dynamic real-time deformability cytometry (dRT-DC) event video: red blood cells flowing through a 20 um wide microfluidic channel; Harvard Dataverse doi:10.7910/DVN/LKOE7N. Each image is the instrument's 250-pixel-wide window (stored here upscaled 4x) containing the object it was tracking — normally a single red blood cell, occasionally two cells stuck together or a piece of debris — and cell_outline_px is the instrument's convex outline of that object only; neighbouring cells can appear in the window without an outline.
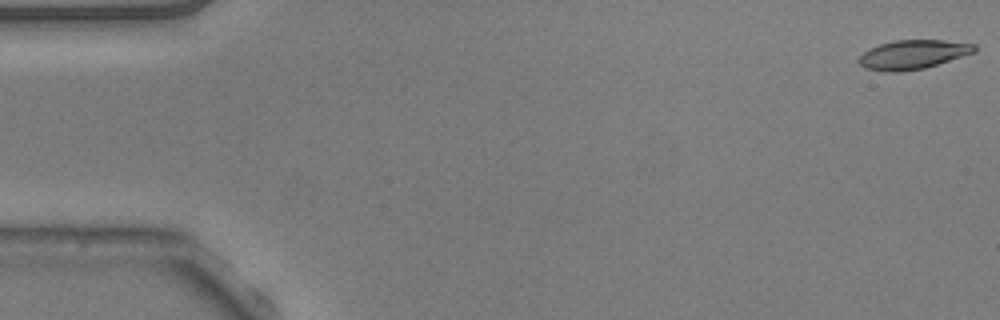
{"species": "common noctule bat (a hibernating species)", "species_latin": "Nyctalus noctula", "temperature_condition": "warm", "stored_images_in_passage": 53, "camera_frame_rate_fps": 3000, "um_per_image_px": 0.085, "animal": {"sex": "male", "body_mass_g": 20.5, "forearm_length_mm": 52.5}, "frame": {"image": 1, "passage_image": 1, "time_ms": 0.0, "image_size_px": [1000, 320], "cell_outline_px": [[976, 52], [924, 68], [900, 72], [888, 72], [864, 68], [856, 60], [864, 52], [880, 44], [896, 40], [944, 40], [976, 44]], "centroid_in_image_um": [77.6, 4.64], "position_along_channel_um": 7.4, "area_um2": 19.54}}
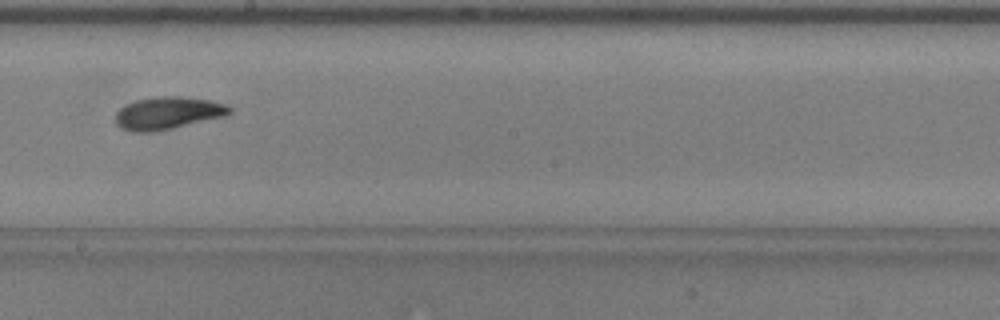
{"frame": {"image": 2, "passage_image": 30, "time_ms": 9.667, "image_size_px": [1000, 320], "cell_outline_px": [[232, 112], [224, 116], [172, 128], [152, 132], [132, 132], [120, 128], [116, 124], [116, 112], [124, 104], [136, 100], [156, 96], [180, 96], [208, 100], [224, 104], [232, 108]], "centroid_in_image_um": [14.21, 9.61], "position_along_channel_um": 234.0, "area_um2": 21.56}}
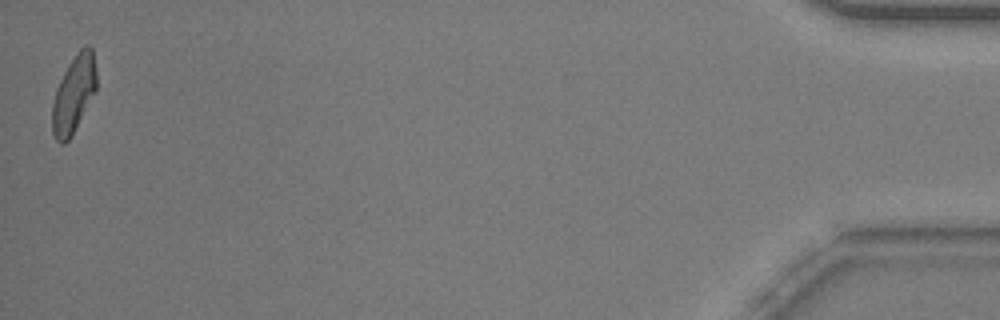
{"frame": {"image": 3, "passage_image": 53, "time_ms": 17.333, "image_size_px": [1000, 320], "cell_outline_px": [[96, 92], [72, 136], [64, 144], [60, 144], [56, 140], [52, 132], [52, 104], [56, 88], [68, 64], [76, 52], [84, 44], [88, 44], [92, 48], [96, 68]], "centroid_in_image_um": [6.28, 7.99], "position_along_channel_um": 428.9, "area_um2": 20.29}, "authors_computed_cell_mechanics": {"area_um2": 20.4612, "velocity_mm_per_s": 3.7979, "shape_relaxation_time_tau1_ms": 4.6805, "shape_relaxation_time_tau2_ms": 5.0883, "deformation_change_tau1": 0.189, "deformation_change_tau2": 0.1161}}